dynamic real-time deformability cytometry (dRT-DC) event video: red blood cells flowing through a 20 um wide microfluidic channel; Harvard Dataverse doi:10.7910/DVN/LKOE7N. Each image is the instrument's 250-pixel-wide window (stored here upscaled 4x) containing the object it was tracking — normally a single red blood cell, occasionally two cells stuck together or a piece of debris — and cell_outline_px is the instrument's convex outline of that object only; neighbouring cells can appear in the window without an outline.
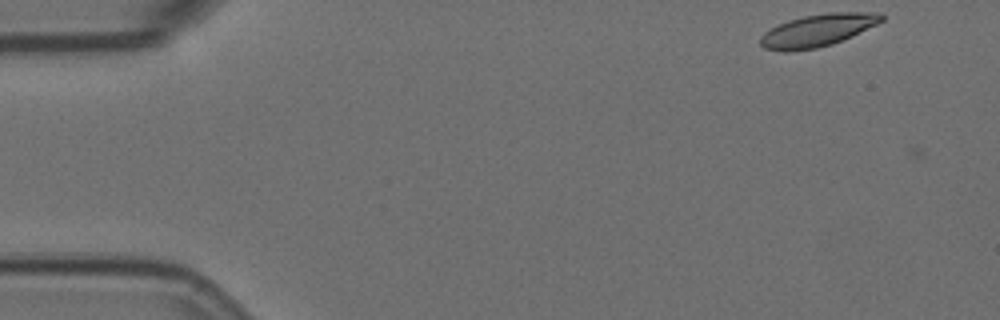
{"species": "Egyptian fruit bat (a non-hibernating species)", "species_latin": "Rousettus aegyptiacus", "temperature_condition": "room temperature", "stored_images_in_passage": 5, "camera_frame_rate_fps": 3000, "um_per_image_px": 0.085, "animal": {"sex": "female"}, "frame": {"image": 1, "passage_image": 1, "time_ms": 0.0, "image_size_px": [1000, 320], "cell_outline_px": [[884, 20], [852, 36], [832, 44], [816, 48], [788, 52], [784, 52], [764, 48], [760, 44], [760, 36], [764, 32], [788, 20], [804, 16], [828, 12], [880, 12], [884, 16]], "centroid_in_image_um": [69.5, 2.58], "position_along_channel_um": 15.5, "area_um2": 22.83}}